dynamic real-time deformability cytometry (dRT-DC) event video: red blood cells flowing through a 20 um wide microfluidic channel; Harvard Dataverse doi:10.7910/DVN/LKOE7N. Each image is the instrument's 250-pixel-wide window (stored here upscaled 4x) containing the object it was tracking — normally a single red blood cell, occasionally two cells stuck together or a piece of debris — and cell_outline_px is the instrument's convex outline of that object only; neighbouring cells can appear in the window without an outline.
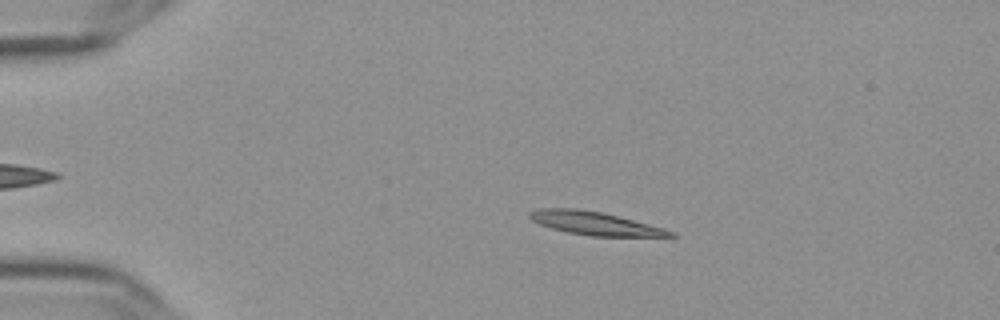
{"species": "Egyptian fruit bat (a non-hibernating species)", "species_latin": "Rousettus aegyptiacus", "temperature_condition": "cold", "stored_images_in_passage": 56, "camera_frame_rate_fps": 3000, "um_per_image_px": 0.085, "frame": {"image": 1, "passage_image": 11, "time_ms": 3.333, "image_size_px": [1000, 320], "cell_outline_px": [[676, 236], [592, 236], [568, 232], [552, 228], [540, 224], [532, 220], [528, 216], [528, 212], [540, 208], [576, 208], [600, 212], [664, 228], [676, 232]], "centroid_in_image_um": [50.53, 18.98], "position_along_channel_um": 34.5, "area_um2": 18.73}}
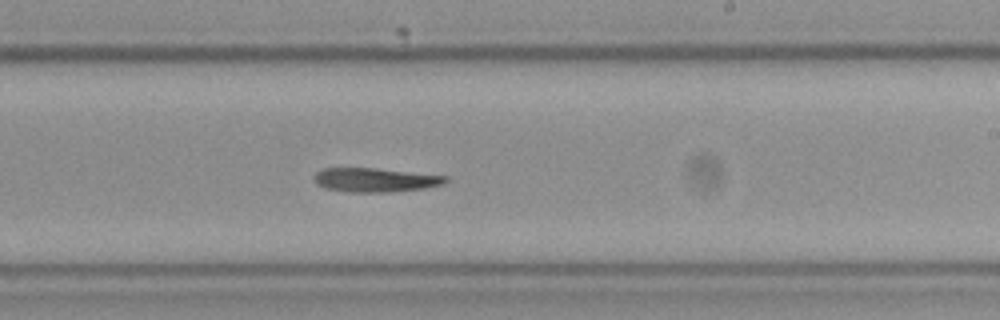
{"frame": {"image": 2, "passage_image": 34, "time_ms": 11.0, "image_size_px": [1000, 320], "cell_outline_px": [[448, 180], [444, 184], [424, 188], [392, 192], [352, 192], [324, 188], [316, 184], [312, 176], [316, 172], [324, 168], [376, 168], [448, 176]], "centroid_in_image_um": [31.88, 15.29], "position_along_channel_um": 257.1, "area_um2": 18.5}}
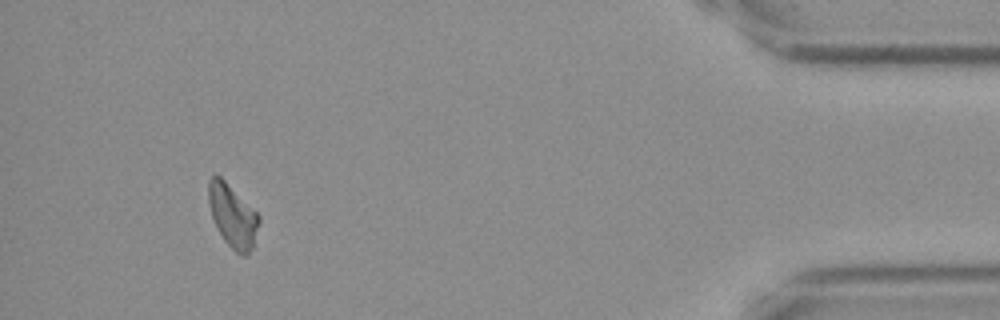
{"frame": {"image": 3, "passage_image": 52, "time_ms": 17.0, "image_size_px": [1000, 320], "cell_outline_px": [[260, 220], [252, 248], [248, 256], [244, 256], [236, 252], [224, 240], [216, 228], [212, 216], [208, 200], [208, 180], [212, 176], [220, 176], [260, 216]], "centroid_in_image_um": [19.76, 18.37], "position_along_channel_um": 415.4, "area_um2": 18.21}}